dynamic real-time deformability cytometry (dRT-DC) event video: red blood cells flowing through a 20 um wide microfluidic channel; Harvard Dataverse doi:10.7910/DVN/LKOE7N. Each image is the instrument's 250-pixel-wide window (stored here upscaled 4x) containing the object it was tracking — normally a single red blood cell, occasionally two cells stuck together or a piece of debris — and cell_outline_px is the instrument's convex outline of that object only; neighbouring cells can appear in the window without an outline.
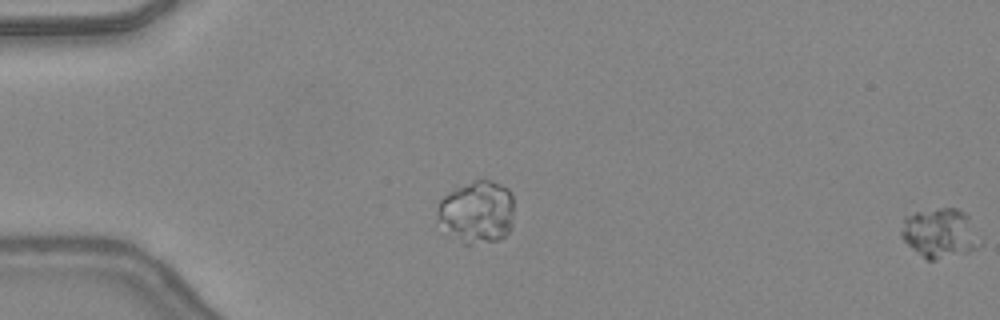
{"species": "common noctule bat (a hibernating species)", "species_latin": "Nyctalus noctula", "temperature_condition": "warm", "stored_images_in_passage": 8, "segment_of_instrument_passage": [2, 2], "camera_frame_rate_fps": 3000, "um_per_image_px": 0.085, "animal": {"sex": "female", "body_mass_g": 24.6, "forearm_length_mm": 56.2}, "frame": {"image": 1, "passage_image": 8, "time_ms": 2.333, "image_size_px": [1000, 320], "cell_outline_px": [[980, 244], [976, 248], [968, 252], [936, 260], [928, 260], [912, 248], [900, 236], [900, 232], [904, 216], [916, 212], [940, 208], [956, 208], [964, 212], [968, 216], [980, 236]], "centroid_in_image_um": [79.89, 19.81], "position_along_channel_um": 5.1, "area_um2": 22.72}}